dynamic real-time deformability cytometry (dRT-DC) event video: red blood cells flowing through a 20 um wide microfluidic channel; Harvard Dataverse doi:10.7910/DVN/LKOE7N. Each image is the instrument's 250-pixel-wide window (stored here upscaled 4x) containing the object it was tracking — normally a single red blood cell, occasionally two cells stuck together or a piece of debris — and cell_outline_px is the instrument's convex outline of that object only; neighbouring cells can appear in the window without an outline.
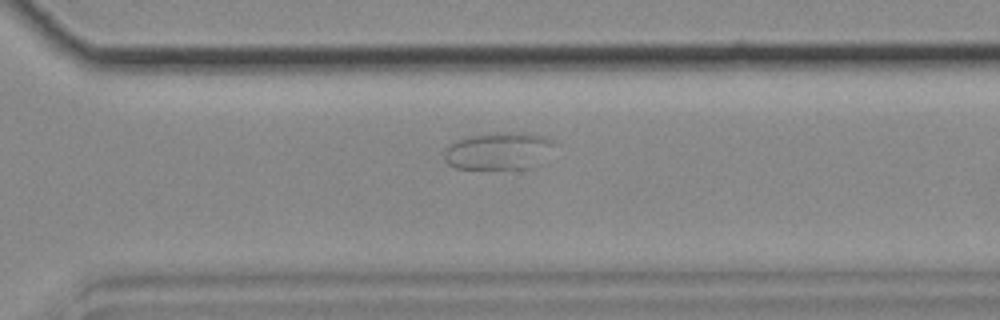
{"species": "common noctule bat (a hibernating species)", "species_latin": "Nyctalus noctula", "temperature_condition": "cold", "stored_images_in_passage": 50, "segment_of_instrument_passage": [1, 2], "camera_frame_rate_fps": 3000, "um_per_image_px": 0.085, "animal": {"sex": "female", "body_mass_g": 18.4}, "frame": {"image": 1, "passage_image": 34, "time_ms": 11.0, "image_size_px": [1000, 320], "cell_outline_px": [[556, 144], [540, 164], [536, 168], [456, 168], [448, 164], [444, 160], [444, 152], [452, 144], [460, 140], [472, 136], [496, 132], [524, 132], [544, 136], [552, 140]], "centroid_in_image_um": [42.46, 12.83], "position_along_channel_um": 328.1, "area_um2": 23.87}}
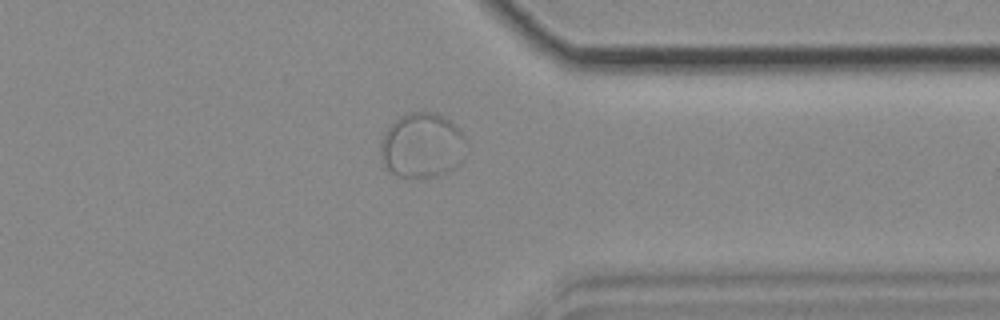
{"frame": {"image": 2, "passage_image": 38, "time_ms": 12.333, "image_size_px": [1000, 320], "cell_outline_px": [[468, 140], [460, 164], [444, 172], [432, 176], [396, 176], [388, 172], [384, 168], [380, 152], [380, 140], [384, 132], [400, 116], [408, 112], [436, 112], [444, 116]], "centroid_in_image_um": [35.84, 12.35], "position_along_channel_um": 375.6, "area_um2": 32.37}}